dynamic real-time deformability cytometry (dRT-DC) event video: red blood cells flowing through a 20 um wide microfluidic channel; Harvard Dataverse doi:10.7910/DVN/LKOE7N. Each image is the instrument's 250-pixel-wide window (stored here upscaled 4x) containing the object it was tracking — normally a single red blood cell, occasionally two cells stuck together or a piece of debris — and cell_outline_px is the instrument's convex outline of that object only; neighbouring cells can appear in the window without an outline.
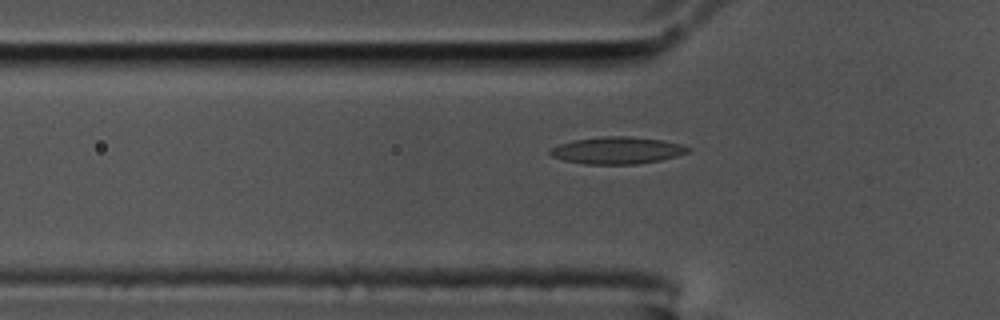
{"species": "common noctule bat (a hibernating species)", "species_latin": "Nyctalus noctula", "temperature_condition": "cold", "stored_images_in_passage": 42, "camera_frame_rate_fps": 3000, "um_per_image_px": 0.085, "animal": {"sex": "male", "body_mass_g": 17.5, "forearm_length_mm": 52.3}, "frame": {"image": 1, "passage_image": 3, "time_ms": 0.667, "image_size_px": [1000, 320], "cell_outline_px": [[692, 148], [688, 152], [676, 156], [660, 160], [636, 164], [584, 164], [564, 160], [552, 156], [548, 152], [552, 148], [560, 144], [572, 140], [604, 136], [628, 136], [660, 140], [680, 144]], "centroid_in_image_um": [52.45, 12.78], "position_along_channel_um": 73.4, "area_um2": 21.56}}
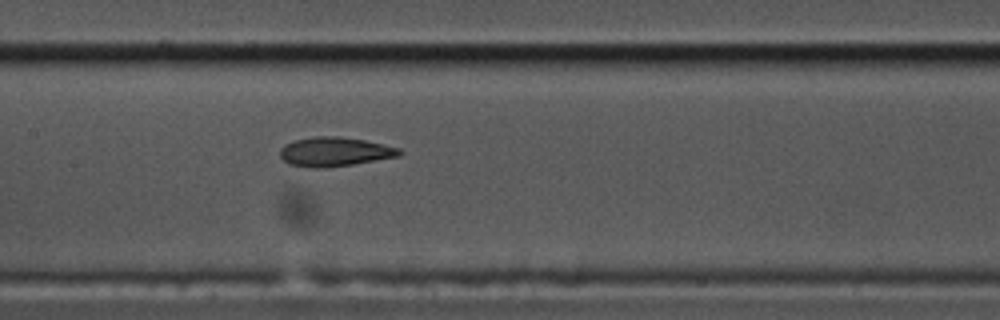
{"frame": {"image": 2, "passage_image": 12, "time_ms": 3.667, "image_size_px": [1000, 320], "cell_outline_px": [[404, 152], [400, 156], [352, 164], [324, 168], [308, 168], [288, 164], [280, 156], [280, 148], [284, 144], [292, 140], [316, 136], [340, 136], [364, 140], [384, 144], [400, 148]], "centroid_in_image_um": [28.43, 12.89], "position_along_channel_um": 179.0, "area_um2": 20.58}}
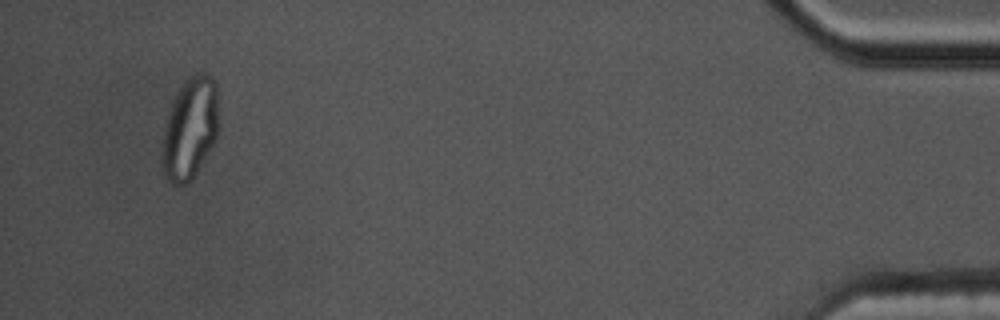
{"frame": {"image": 3, "passage_image": 39, "time_ms": 12.667, "image_size_px": [1000, 320], "cell_outline_px": [[216, 140], [196, 172], [188, 184], [172, 184], [164, 176], [160, 156], [164, 128], [172, 104], [180, 88], [192, 76], [200, 72], [204, 72], [212, 76], [216, 84]], "centroid_in_image_um": [16.11, 10.98], "position_along_channel_um": 419.1, "area_um2": 32.89}, "authors_computed_cell_mechanics": {"area_um2": 21.0681, "velocity_mm_per_s": 3.5096, "shape_relaxation_time_tau1_ms": null, "shape_relaxation_time_tau2_ms": 1.722, "deformation_change_tau1": null, "deformation_change_tau2": 0.0824}}